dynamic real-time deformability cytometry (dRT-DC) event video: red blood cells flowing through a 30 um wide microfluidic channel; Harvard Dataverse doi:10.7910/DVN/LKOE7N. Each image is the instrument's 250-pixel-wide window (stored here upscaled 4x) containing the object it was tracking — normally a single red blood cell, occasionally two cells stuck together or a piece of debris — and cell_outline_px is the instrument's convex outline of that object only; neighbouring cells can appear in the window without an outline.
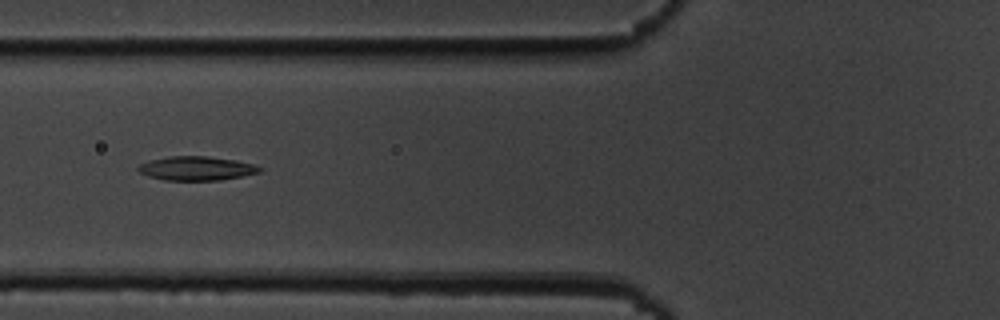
{"species": "common noctule bat (a hibernating species)", "species_latin": "Nyctalus noctula", "temperature_condition": "cold", "stored_images_in_passage": 42, "camera_frame_rate_fps": 3000, "um_per_image_px": 0.085, "animal": {"sex": "male", "body_mass_g": 19.5, "forearm_length_mm": 54.6}, "frame": {"image": 1, "passage_image": 8, "time_ms": 2.333, "image_size_px": [1000, 320], "cell_outline_px": [[264, 168], [260, 172], [220, 180], [164, 180], [148, 176], [140, 172], [136, 168], [140, 164], [148, 160], [168, 156], [208, 156], [236, 160], [252, 164]], "centroid_in_image_um": [16.67, 14.3], "position_along_channel_um": 109.1, "area_um2": 16.99}}
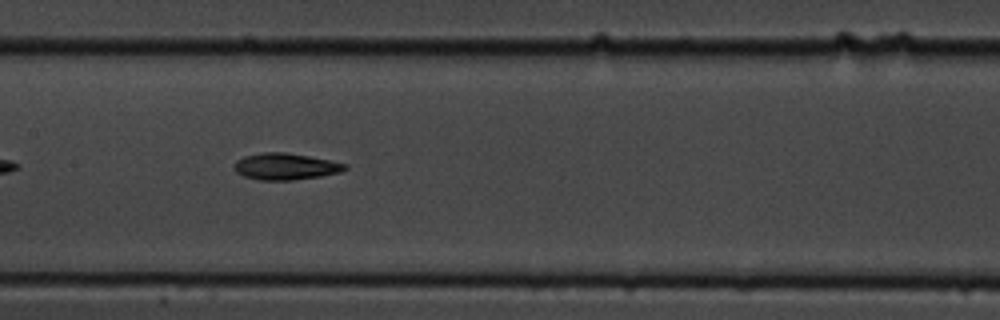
{"frame": {"image": 2, "passage_image": 14, "time_ms": 4.333, "image_size_px": [1000, 320], "cell_outline_px": [[348, 168], [340, 172], [320, 176], [292, 180], [260, 180], [244, 176], [236, 172], [232, 168], [236, 160], [244, 156], [264, 152], [284, 152], [308, 156], [348, 164]], "centroid_in_image_um": [24.24, 14.15], "position_along_channel_um": 183.2, "area_um2": 17.11}}
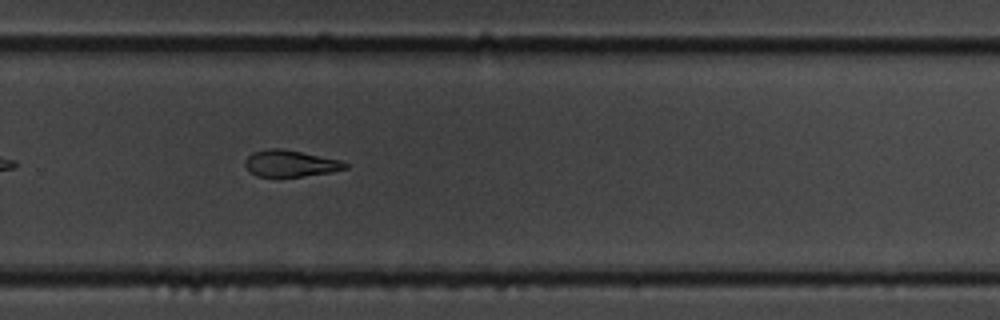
{"frame": {"image": 3, "passage_image": 24, "time_ms": 7.667, "image_size_px": [1000, 320], "cell_outline_px": [[348, 168], [332, 172], [304, 176], [256, 176], [248, 172], [244, 164], [244, 160], [252, 152], [268, 148], [284, 148], [340, 160], [348, 164]], "centroid_in_image_um": [24.65, 13.88], "position_along_channel_um": 305.2, "area_um2": 15.66}, "authors_computed_cell_mechanics": {"area_um2": 16.9932, "velocity_mm_per_s": 3.6886, "shape_relaxation_time_tau1_ms": 5.6171, "shape_relaxation_time_tau2_ms": 4.8175, "deformation_change_tau1": 0.1441, "deformation_change_tau2": 0.1275}}